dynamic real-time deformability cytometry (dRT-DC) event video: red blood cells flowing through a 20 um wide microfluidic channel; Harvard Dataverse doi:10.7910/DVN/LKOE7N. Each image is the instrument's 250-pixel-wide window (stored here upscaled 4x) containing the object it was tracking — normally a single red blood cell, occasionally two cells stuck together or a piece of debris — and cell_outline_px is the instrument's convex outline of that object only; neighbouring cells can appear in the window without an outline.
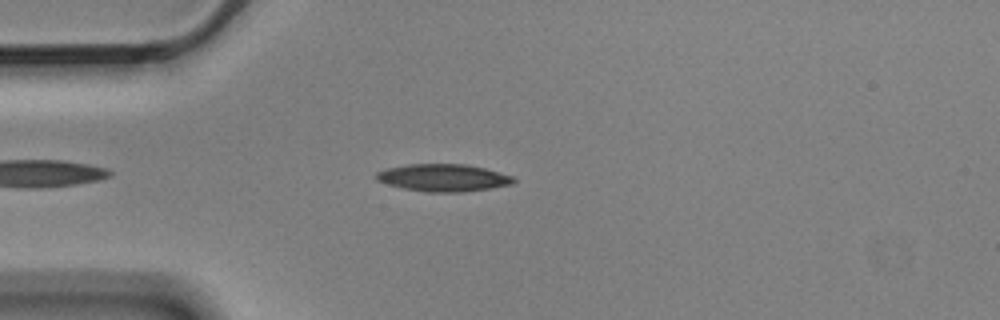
{"species": "Egyptian fruit bat (a non-hibernating species)", "species_latin": "Rousettus aegyptiacus", "temperature_condition": "cold", "stored_images_in_passage": 8, "camera_frame_rate_fps": 3000, "um_per_image_px": 0.085, "animal": {"sex": "male"}, "frame": {"image": 1, "passage_image": 4, "time_ms": 1.0, "image_size_px": [1000, 320], "cell_outline_px": [[516, 180], [512, 184], [492, 188], [460, 192], [428, 192], [404, 188], [388, 184], [376, 180], [376, 172], [384, 168], [408, 164], [464, 164], [484, 168], [512, 176]], "centroid_in_image_um": [37.65, 15.1], "position_along_channel_um": 47.3, "area_um2": 21.79}}
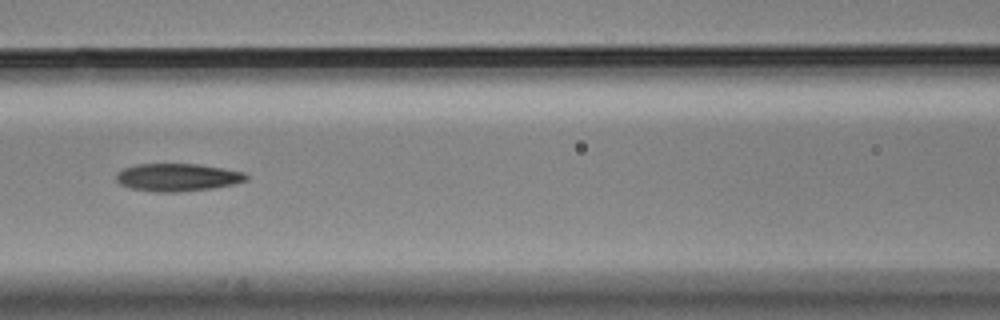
{"frame": {"image": 2, "passage_image": 7, "time_ms": 2.0, "image_size_px": [1000, 320], "cell_outline_px": [[248, 180], [232, 184], [212, 188], [176, 192], [152, 192], [132, 188], [120, 184], [116, 180], [116, 176], [124, 168], [136, 164], [196, 164], [224, 168], [244, 172], [248, 176]], "centroid_in_image_um": [15.1, 15.07], "position_along_channel_um": 151.5, "area_um2": 20.87}}
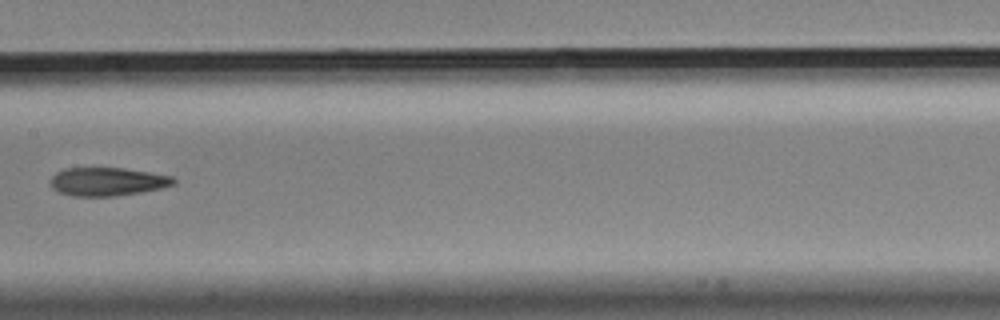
{"frame": {"image": 3, "passage_image": 8, "time_ms": 2.333, "image_size_px": [1000, 320], "cell_outline_px": [[176, 184], [160, 188], [140, 192], [116, 196], [72, 196], [60, 192], [52, 188], [48, 184], [48, 180], [56, 172], [64, 168], [124, 168], [172, 176], [176, 180]], "centroid_in_image_um": [9.08, 15.43], "position_along_channel_um": 198.3, "area_um2": 20.46}}